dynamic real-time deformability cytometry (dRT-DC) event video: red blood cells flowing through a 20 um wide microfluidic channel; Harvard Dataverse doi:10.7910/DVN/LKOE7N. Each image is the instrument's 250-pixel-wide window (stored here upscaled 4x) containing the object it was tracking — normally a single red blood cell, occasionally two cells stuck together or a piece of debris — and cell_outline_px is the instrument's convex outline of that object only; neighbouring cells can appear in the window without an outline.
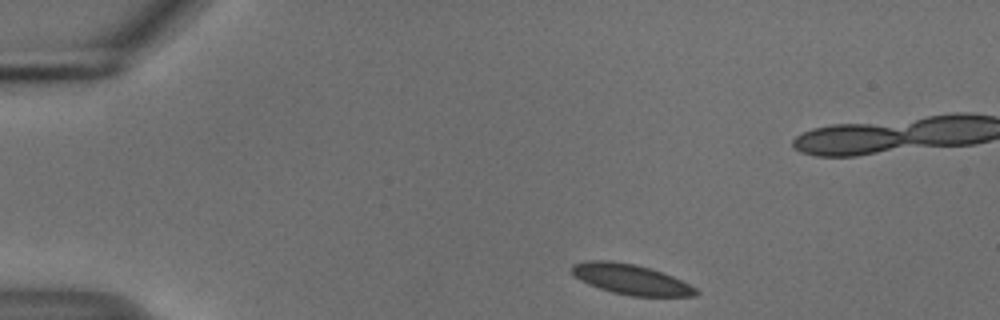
{"species": "common noctule bat (a hibernating species)", "species_latin": "Nyctalus noctula", "temperature_condition": "cold", "stored_images_in_passage": 21, "camera_frame_rate_fps": 3000, "um_per_image_px": 0.085, "animal": {"sex": "male", "body_mass_g": 18.8}, "frame": {"image": 1, "passage_image": 1, "time_ms": 0.0, "image_size_px": [1000, 320], "cell_outline_px": [[700, 292], [696, 296], [632, 296], [612, 292], [588, 284], [580, 280], [572, 272], [572, 264], [588, 260], [608, 260], [632, 264], [648, 268], [672, 276], [696, 288]], "centroid_in_image_um": [53.61, 23.75], "position_along_channel_um": 31.4, "area_um2": 21.56}}
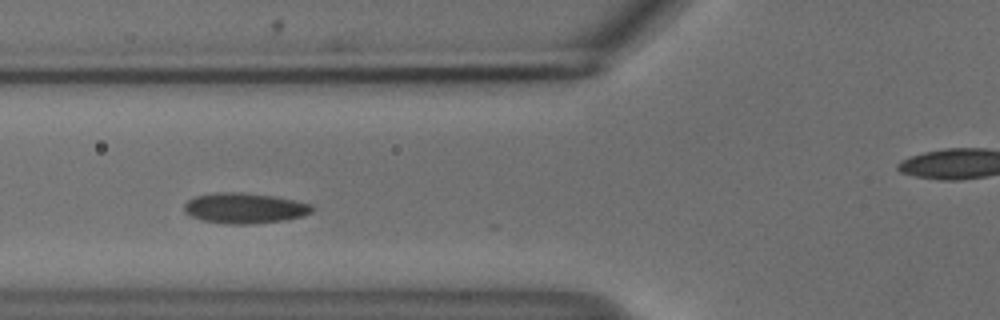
{"frame": {"image": 2, "passage_image": 12, "time_ms": 3.667, "image_size_px": [1000, 320], "cell_outline_px": [[312, 212], [300, 216], [284, 220], [252, 224], [228, 224], [204, 220], [192, 216], [184, 212], [184, 204], [188, 200], [196, 196], [216, 192], [236, 192], [272, 196], [312, 204]], "centroid_in_image_um": [20.76, 17.69], "position_along_channel_um": 105.0, "area_um2": 22.37}}
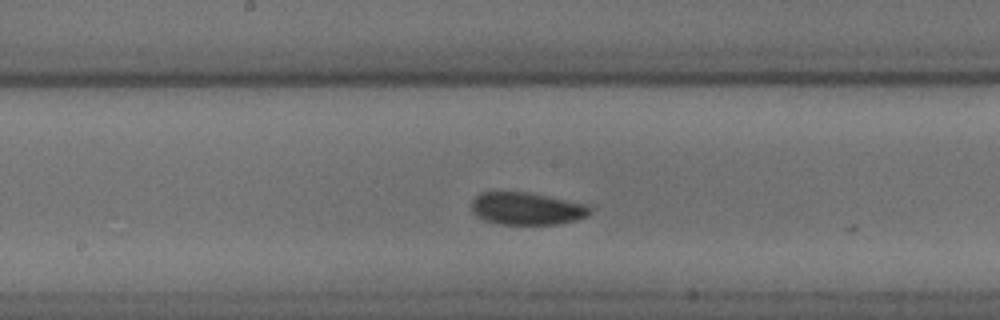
{"frame": {"image": 3, "passage_image": 20, "time_ms": 6.333, "image_size_px": [1000, 320], "cell_outline_px": [[592, 212], [588, 216], [576, 220], [556, 224], [496, 224], [484, 220], [472, 208], [472, 200], [480, 192], [524, 192], [548, 196], [588, 204], [592, 208]], "centroid_in_image_um": [44.83, 17.73], "position_along_channel_um": 203.4, "area_um2": 22.31}}